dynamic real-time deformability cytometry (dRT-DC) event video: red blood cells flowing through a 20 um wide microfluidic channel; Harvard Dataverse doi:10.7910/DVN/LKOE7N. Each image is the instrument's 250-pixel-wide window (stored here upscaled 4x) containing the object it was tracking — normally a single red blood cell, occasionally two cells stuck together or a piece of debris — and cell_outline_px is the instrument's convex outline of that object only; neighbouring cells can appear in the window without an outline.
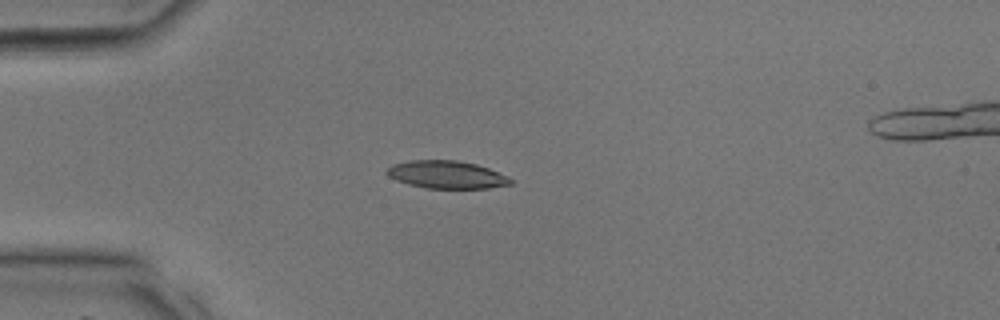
{"species": "common noctule bat (a hibernating species)", "species_latin": "Nyctalus noctula", "temperature_condition": "room temperature", "stored_images_in_passage": 25, "camera_frame_rate_fps": 3000, "um_per_image_px": 0.085, "animal": {"sex": "male", "body_mass_g": 17.9, "forearm_length_mm": 54.2}, "frame": {"image": 1, "passage_image": 1, "time_ms": 0.0, "image_size_px": [1000, 320], "cell_outline_px": [[512, 184], [488, 188], [428, 188], [408, 184], [396, 180], [388, 176], [384, 172], [392, 164], [408, 160], [456, 160], [476, 164], [488, 168], [508, 176], [512, 180]], "centroid_in_image_um": [37.94, 14.84], "position_along_channel_um": 47.1, "area_um2": 20.0}}
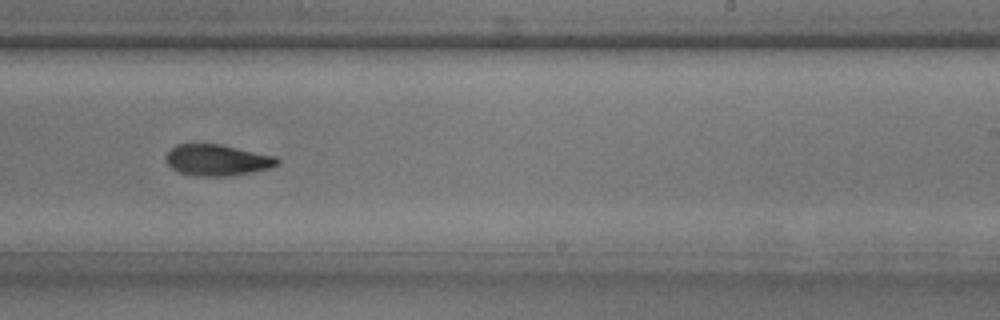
{"frame": {"image": 2, "passage_image": 14, "time_ms": 4.333, "image_size_px": [1000, 320], "cell_outline_px": [[280, 164], [268, 168], [252, 172], [228, 176], [196, 176], [180, 172], [172, 168], [168, 164], [164, 156], [176, 144], [220, 144], [276, 156], [280, 160]], "centroid_in_image_um": [18.47, 13.6], "position_along_channel_um": 270.5, "area_um2": 20.23}}
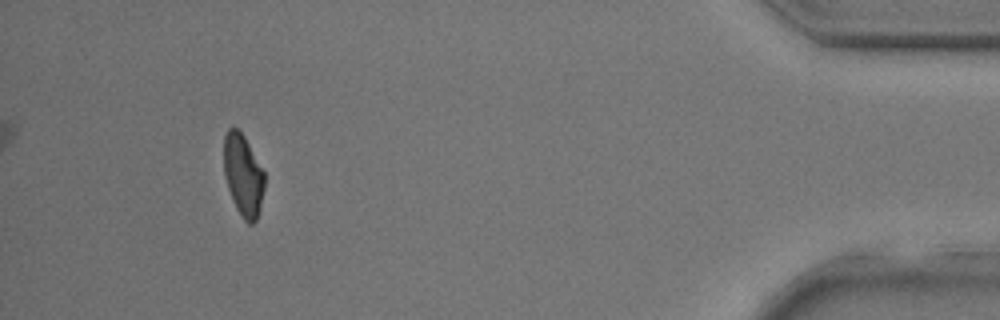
{"frame": {"image": 3, "passage_image": 25, "time_ms": 8.0, "image_size_px": [1000, 320], "cell_outline_px": [[264, 188], [256, 220], [252, 224], [248, 224], [244, 220], [236, 208], [228, 188], [224, 176], [224, 136], [228, 128], [236, 128], [244, 136], [264, 172]], "centroid_in_image_um": [20.65, 14.89], "position_along_channel_um": 414.6, "area_um2": 19.07}}